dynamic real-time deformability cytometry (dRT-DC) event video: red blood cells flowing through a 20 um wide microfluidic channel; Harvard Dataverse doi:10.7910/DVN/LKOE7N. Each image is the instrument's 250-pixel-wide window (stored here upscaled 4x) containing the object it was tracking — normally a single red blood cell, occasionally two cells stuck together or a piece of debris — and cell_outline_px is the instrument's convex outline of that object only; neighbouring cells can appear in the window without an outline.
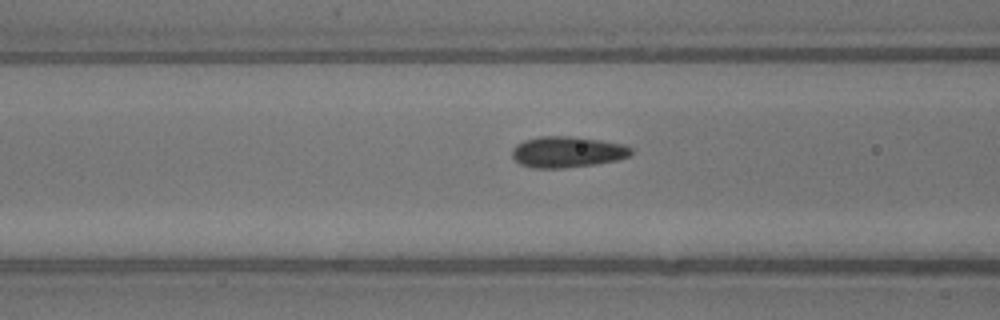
{"species": "common noctule bat (a hibernating species)", "species_latin": "Nyctalus noctula", "temperature_condition": "warm", "stored_images_in_passage": 38, "camera_frame_rate_fps": 3000, "um_per_image_px": 0.085, "animal": {"sex": "male", "body_mass_g": 13.3}, "frame": {"image": 1, "passage_image": 17, "time_ms": 5.333, "image_size_px": [1000, 320], "cell_outline_px": [[632, 152], [628, 156], [616, 160], [592, 164], [564, 168], [532, 168], [520, 164], [512, 156], [512, 148], [516, 144], [524, 140], [540, 136], [568, 136], [600, 140], [624, 144], [632, 148]], "centroid_in_image_um": [48.18, 12.91], "position_along_channel_um": 118.4, "area_um2": 21.44}}
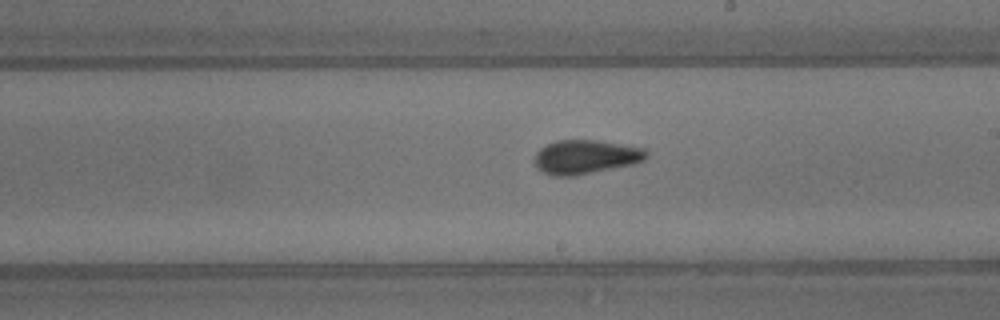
{"frame": {"image": 2, "passage_image": 26, "time_ms": 8.333, "image_size_px": [1000, 320], "cell_outline_px": [[648, 156], [644, 160], [632, 164], [576, 176], [552, 176], [536, 168], [536, 152], [540, 148], [556, 140], [596, 140], [644, 148], [648, 152]], "centroid_in_image_um": [49.78, 13.34], "position_along_channel_um": 239.2, "area_um2": 22.08}}
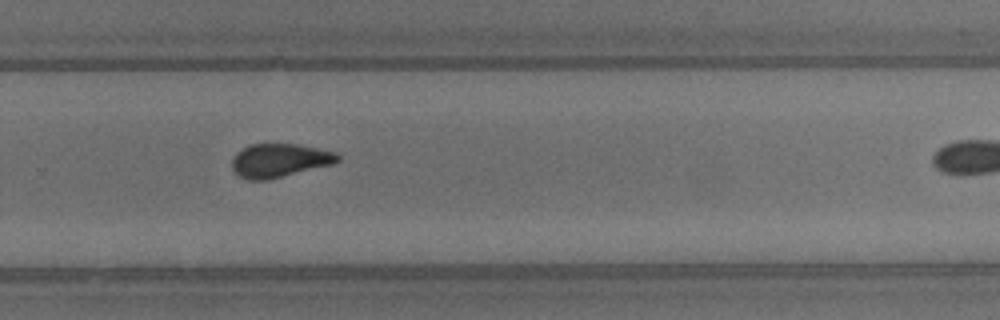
{"frame": {"image": 3, "passage_image": 31, "time_ms": 10.0, "image_size_px": [1000, 320], "cell_outline_px": [[340, 160], [332, 164], [268, 180], [248, 180], [240, 176], [232, 168], [232, 160], [236, 152], [248, 144], [296, 144], [336, 152], [340, 156]], "centroid_in_image_um": [23.74, 13.63], "position_along_channel_um": 306.1, "area_um2": 20.63}}